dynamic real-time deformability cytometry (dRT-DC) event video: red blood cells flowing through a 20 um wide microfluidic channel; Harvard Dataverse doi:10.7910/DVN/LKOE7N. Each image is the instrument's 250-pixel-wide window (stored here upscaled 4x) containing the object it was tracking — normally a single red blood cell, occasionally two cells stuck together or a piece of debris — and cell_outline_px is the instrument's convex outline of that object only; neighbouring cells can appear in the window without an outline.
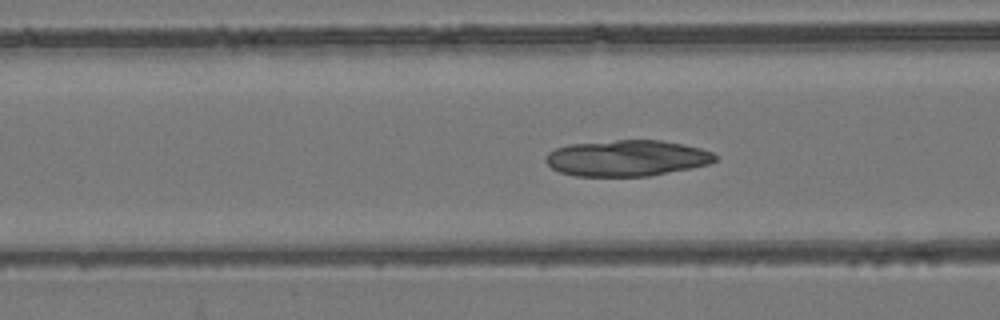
{"species": "common noctule bat (a hibernating species)", "species_latin": "Nyctalus noctula", "temperature_condition": "room temperature", "stored_images_in_passage": 55, "camera_frame_rate_fps": 3000, "um_per_image_px": 0.085, "animal": {"sex": "female", "body_mass_g": 24.6, "forearm_length_mm": 56.2}, "frame": {"image": 1, "passage_image": 22, "time_ms": 7.0, "image_size_px": [1000, 320], "cell_outline_px": [[716, 160], [708, 164], [692, 168], [648, 176], [576, 176], [560, 172], [552, 168], [544, 160], [544, 156], [548, 152], [556, 148], [568, 144], [616, 140], [660, 140], [684, 144], [700, 148], [712, 152], [716, 156]], "centroid_in_image_um": [53.26, 13.44], "position_along_channel_um": 113.3, "area_um2": 35.72}}
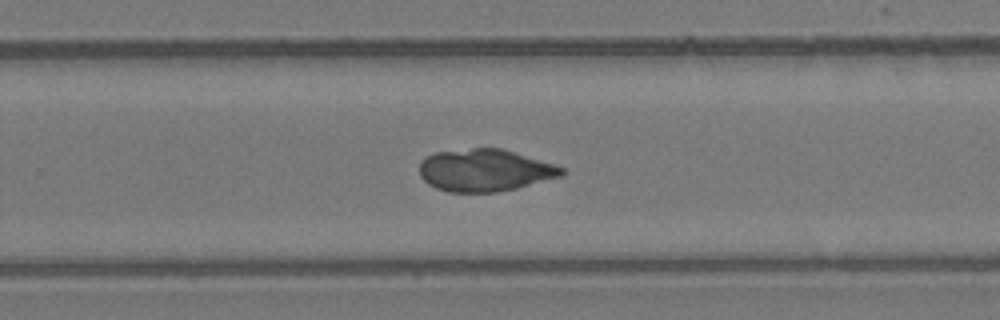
{"frame": {"image": 2, "passage_image": 36, "time_ms": 11.667, "image_size_px": [1000, 320], "cell_outline_px": [[568, 172], [564, 176], [516, 188], [496, 192], [448, 192], [436, 188], [428, 184], [420, 176], [420, 160], [424, 156], [436, 152], [472, 148], [504, 148], [564, 168]], "centroid_in_image_um": [41.21, 14.47], "position_along_channel_um": 288.6, "area_um2": 35.26}}
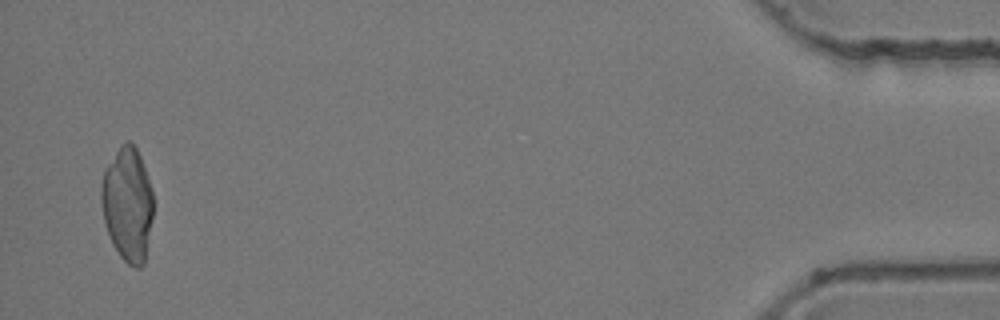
{"frame": {"image": 3, "passage_image": 54, "time_ms": 17.667, "image_size_px": [1000, 320], "cell_outline_px": [[152, 216], [144, 264], [140, 268], [132, 268], [120, 256], [112, 244], [104, 224], [100, 200], [100, 184], [104, 168], [120, 144], [124, 140], [128, 140], [136, 148], [140, 156], [152, 188]], "centroid_in_image_um": [10.81, 17.34], "position_along_channel_um": 424.4, "area_um2": 34.97}}